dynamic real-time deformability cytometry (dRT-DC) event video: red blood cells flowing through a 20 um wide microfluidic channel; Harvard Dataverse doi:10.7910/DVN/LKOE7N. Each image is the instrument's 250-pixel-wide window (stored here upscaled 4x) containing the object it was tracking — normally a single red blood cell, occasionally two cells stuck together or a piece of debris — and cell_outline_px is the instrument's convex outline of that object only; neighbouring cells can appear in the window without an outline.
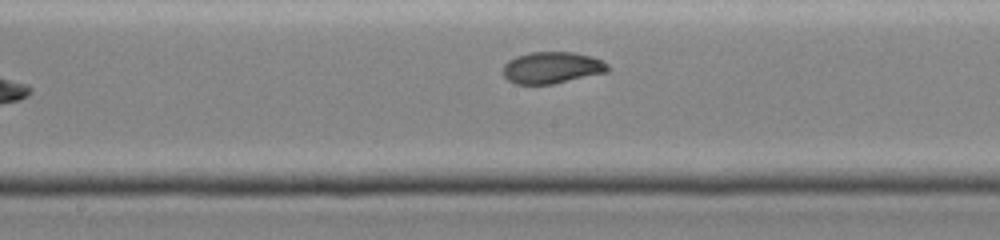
{"species": "common noctule bat (a hibernating species)", "species_latin": "Nyctalus noctula", "temperature_condition": "cold", "stored_images_in_passage": 22, "segment_of_instrument_passage": [2, 2], "camera_frame_rate_fps": 3000, "um_per_image_px": 0.085, "animal": {"sex": "female", "body_mass_g": 19.0, "forearm_length_mm": 51.5}, "frame": {"image": 1, "passage_image": 22, "time_ms": 7.0, "image_size_px": [1000, 240], "cell_outline_px": [[608, 72], [552, 84], [516, 84], [508, 80], [504, 76], [504, 64], [508, 60], [516, 56], [528, 52], [572, 52], [592, 56], [608, 64]], "centroid_in_image_um": [46.9, 5.75], "position_along_channel_um": 201.3, "area_um2": 19.31}}